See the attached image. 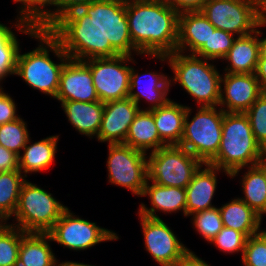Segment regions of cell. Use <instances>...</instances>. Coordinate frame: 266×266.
Here are the masks:
<instances>
[{
	"mask_svg": "<svg viewBox=\"0 0 266 266\" xmlns=\"http://www.w3.org/2000/svg\"><path fill=\"white\" fill-rule=\"evenodd\" d=\"M48 241H53L49 233L22 231L17 266H56Z\"/></svg>",
	"mask_w": 266,
	"mask_h": 266,
	"instance_id": "cell-24",
	"label": "cell"
},
{
	"mask_svg": "<svg viewBox=\"0 0 266 266\" xmlns=\"http://www.w3.org/2000/svg\"><path fill=\"white\" fill-rule=\"evenodd\" d=\"M19 45L11 28L0 23V81L8 75H15Z\"/></svg>",
	"mask_w": 266,
	"mask_h": 266,
	"instance_id": "cell-31",
	"label": "cell"
},
{
	"mask_svg": "<svg viewBox=\"0 0 266 266\" xmlns=\"http://www.w3.org/2000/svg\"><path fill=\"white\" fill-rule=\"evenodd\" d=\"M146 251L161 266H171L189 249L161 219L139 215Z\"/></svg>",
	"mask_w": 266,
	"mask_h": 266,
	"instance_id": "cell-13",
	"label": "cell"
},
{
	"mask_svg": "<svg viewBox=\"0 0 266 266\" xmlns=\"http://www.w3.org/2000/svg\"><path fill=\"white\" fill-rule=\"evenodd\" d=\"M31 37L40 41L41 45L23 54L19 50L15 75L20 76L33 89L55 98L61 71L70 58L47 30L37 29ZM49 51L60 59V63L50 59Z\"/></svg>",
	"mask_w": 266,
	"mask_h": 266,
	"instance_id": "cell-5",
	"label": "cell"
},
{
	"mask_svg": "<svg viewBox=\"0 0 266 266\" xmlns=\"http://www.w3.org/2000/svg\"><path fill=\"white\" fill-rule=\"evenodd\" d=\"M126 15L138 55H167L176 51L179 13L172 6L126 0Z\"/></svg>",
	"mask_w": 266,
	"mask_h": 266,
	"instance_id": "cell-2",
	"label": "cell"
},
{
	"mask_svg": "<svg viewBox=\"0 0 266 266\" xmlns=\"http://www.w3.org/2000/svg\"><path fill=\"white\" fill-rule=\"evenodd\" d=\"M192 216V224L206 241L211 242L222 230L223 223L218 207L197 212Z\"/></svg>",
	"mask_w": 266,
	"mask_h": 266,
	"instance_id": "cell-35",
	"label": "cell"
},
{
	"mask_svg": "<svg viewBox=\"0 0 266 266\" xmlns=\"http://www.w3.org/2000/svg\"><path fill=\"white\" fill-rule=\"evenodd\" d=\"M171 266H211L209 263L202 260L190 249L179 259L176 260Z\"/></svg>",
	"mask_w": 266,
	"mask_h": 266,
	"instance_id": "cell-43",
	"label": "cell"
},
{
	"mask_svg": "<svg viewBox=\"0 0 266 266\" xmlns=\"http://www.w3.org/2000/svg\"><path fill=\"white\" fill-rule=\"evenodd\" d=\"M55 99L60 101H99L90 68L80 60L69 59L60 74Z\"/></svg>",
	"mask_w": 266,
	"mask_h": 266,
	"instance_id": "cell-15",
	"label": "cell"
},
{
	"mask_svg": "<svg viewBox=\"0 0 266 266\" xmlns=\"http://www.w3.org/2000/svg\"><path fill=\"white\" fill-rule=\"evenodd\" d=\"M29 135L27 124L20 117L12 122L0 125V145L18 156L26 146Z\"/></svg>",
	"mask_w": 266,
	"mask_h": 266,
	"instance_id": "cell-32",
	"label": "cell"
},
{
	"mask_svg": "<svg viewBox=\"0 0 266 266\" xmlns=\"http://www.w3.org/2000/svg\"><path fill=\"white\" fill-rule=\"evenodd\" d=\"M95 0H59V5L37 26L38 29L47 30L58 18L74 9H81Z\"/></svg>",
	"mask_w": 266,
	"mask_h": 266,
	"instance_id": "cell-39",
	"label": "cell"
},
{
	"mask_svg": "<svg viewBox=\"0 0 266 266\" xmlns=\"http://www.w3.org/2000/svg\"><path fill=\"white\" fill-rule=\"evenodd\" d=\"M16 111L15 102L0 86V125L12 122L19 118L20 116L16 114Z\"/></svg>",
	"mask_w": 266,
	"mask_h": 266,
	"instance_id": "cell-40",
	"label": "cell"
},
{
	"mask_svg": "<svg viewBox=\"0 0 266 266\" xmlns=\"http://www.w3.org/2000/svg\"><path fill=\"white\" fill-rule=\"evenodd\" d=\"M56 266H95V265H88L84 263H78V262H73V261H66L62 263H56Z\"/></svg>",
	"mask_w": 266,
	"mask_h": 266,
	"instance_id": "cell-46",
	"label": "cell"
},
{
	"mask_svg": "<svg viewBox=\"0 0 266 266\" xmlns=\"http://www.w3.org/2000/svg\"><path fill=\"white\" fill-rule=\"evenodd\" d=\"M47 31L70 59L132 56V51L138 55L129 34L126 0L92 1L64 14Z\"/></svg>",
	"mask_w": 266,
	"mask_h": 266,
	"instance_id": "cell-1",
	"label": "cell"
},
{
	"mask_svg": "<svg viewBox=\"0 0 266 266\" xmlns=\"http://www.w3.org/2000/svg\"><path fill=\"white\" fill-rule=\"evenodd\" d=\"M265 157L266 151L255 140L248 116L224 112L220 147L208 164L234 178L242 168L257 165Z\"/></svg>",
	"mask_w": 266,
	"mask_h": 266,
	"instance_id": "cell-3",
	"label": "cell"
},
{
	"mask_svg": "<svg viewBox=\"0 0 266 266\" xmlns=\"http://www.w3.org/2000/svg\"><path fill=\"white\" fill-rule=\"evenodd\" d=\"M124 144L133 149L147 153L166 146L159 137L154 122L153 113L150 110H140L129 127Z\"/></svg>",
	"mask_w": 266,
	"mask_h": 266,
	"instance_id": "cell-25",
	"label": "cell"
},
{
	"mask_svg": "<svg viewBox=\"0 0 266 266\" xmlns=\"http://www.w3.org/2000/svg\"><path fill=\"white\" fill-rule=\"evenodd\" d=\"M48 233L53 241L76 251L88 249L101 242L119 239L113 231L75 216L68 207Z\"/></svg>",
	"mask_w": 266,
	"mask_h": 266,
	"instance_id": "cell-12",
	"label": "cell"
},
{
	"mask_svg": "<svg viewBox=\"0 0 266 266\" xmlns=\"http://www.w3.org/2000/svg\"><path fill=\"white\" fill-rule=\"evenodd\" d=\"M22 230L10 224L0 229V266H17Z\"/></svg>",
	"mask_w": 266,
	"mask_h": 266,
	"instance_id": "cell-33",
	"label": "cell"
},
{
	"mask_svg": "<svg viewBox=\"0 0 266 266\" xmlns=\"http://www.w3.org/2000/svg\"><path fill=\"white\" fill-rule=\"evenodd\" d=\"M14 2H20L21 8L18 12L20 17L17 16V22L15 24L17 30L21 33L28 34L30 36L38 29V25L50 14L51 9H44L49 6L57 7L59 0H14Z\"/></svg>",
	"mask_w": 266,
	"mask_h": 266,
	"instance_id": "cell-29",
	"label": "cell"
},
{
	"mask_svg": "<svg viewBox=\"0 0 266 266\" xmlns=\"http://www.w3.org/2000/svg\"><path fill=\"white\" fill-rule=\"evenodd\" d=\"M255 75L259 80L262 90L266 92V59H258Z\"/></svg>",
	"mask_w": 266,
	"mask_h": 266,
	"instance_id": "cell-44",
	"label": "cell"
},
{
	"mask_svg": "<svg viewBox=\"0 0 266 266\" xmlns=\"http://www.w3.org/2000/svg\"><path fill=\"white\" fill-rule=\"evenodd\" d=\"M58 138L59 135H53L33 144H29V138L23 154L19 155V171L27 177V173L47 170L54 162Z\"/></svg>",
	"mask_w": 266,
	"mask_h": 266,
	"instance_id": "cell-26",
	"label": "cell"
},
{
	"mask_svg": "<svg viewBox=\"0 0 266 266\" xmlns=\"http://www.w3.org/2000/svg\"><path fill=\"white\" fill-rule=\"evenodd\" d=\"M108 181L109 183L132 191L141 196L148 180L147 154L131 148L124 143H108Z\"/></svg>",
	"mask_w": 266,
	"mask_h": 266,
	"instance_id": "cell-10",
	"label": "cell"
},
{
	"mask_svg": "<svg viewBox=\"0 0 266 266\" xmlns=\"http://www.w3.org/2000/svg\"><path fill=\"white\" fill-rule=\"evenodd\" d=\"M146 77V78H145ZM144 78V79H143ZM144 82V84H143ZM171 80L164 74L158 72H147L139 75L134 67L131 66L130 87L128 97L131 98L138 106L141 98H146L151 105L145 110H152L166 104L170 99L167 98L170 91ZM139 91H135V90Z\"/></svg>",
	"mask_w": 266,
	"mask_h": 266,
	"instance_id": "cell-18",
	"label": "cell"
},
{
	"mask_svg": "<svg viewBox=\"0 0 266 266\" xmlns=\"http://www.w3.org/2000/svg\"><path fill=\"white\" fill-rule=\"evenodd\" d=\"M149 183L147 180L142 196L150 197L151 207L148 208L141 203L138 215L159 219V216L155 214L158 210L164 213H175L182 210L186 217L185 188L161 186L154 182L149 185Z\"/></svg>",
	"mask_w": 266,
	"mask_h": 266,
	"instance_id": "cell-20",
	"label": "cell"
},
{
	"mask_svg": "<svg viewBox=\"0 0 266 266\" xmlns=\"http://www.w3.org/2000/svg\"><path fill=\"white\" fill-rule=\"evenodd\" d=\"M204 163L179 145L164 146L147 156L148 181L186 188Z\"/></svg>",
	"mask_w": 266,
	"mask_h": 266,
	"instance_id": "cell-8",
	"label": "cell"
},
{
	"mask_svg": "<svg viewBox=\"0 0 266 266\" xmlns=\"http://www.w3.org/2000/svg\"><path fill=\"white\" fill-rule=\"evenodd\" d=\"M216 28L201 11L179 13L178 39L176 51L195 54L204 44H208L211 32Z\"/></svg>",
	"mask_w": 266,
	"mask_h": 266,
	"instance_id": "cell-17",
	"label": "cell"
},
{
	"mask_svg": "<svg viewBox=\"0 0 266 266\" xmlns=\"http://www.w3.org/2000/svg\"><path fill=\"white\" fill-rule=\"evenodd\" d=\"M258 35H261V31L256 28L249 35L236 36L233 46L223 58L229 63L225 73H255L259 59Z\"/></svg>",
	"mask_w": 266,
	"mask_h": 266,
	"instance_id": "cell-21",
	"label": "cell"
},
{
	"mask_svg": "<svg viewBox=\"0 0 266 266\" xmlns=\"http://www.w3.org/2000/svg\"><path fill=\"white\" fill-rule=\"evenodd\" d=\"M67 207L51 193L25 180L20 189L12 226L23 232L48 233Z\"/></svg>",
	"mask_w": 266,
	"mask_h": 266,
	"instance_id": "cell-7",
	"label": "cell"
},
{
	"mask_svg": "<svg viewBox=\"0 0 266 266\" xmlns=\"http://www.w3.org/2000/svg\"><path fill=\"white\" fill-rule=\"evenodd\" d=\"M5 224H7V221L4 220V219L0 216V229H1Z\"/></svg>",
	"mask_w": 266,
	"mask_h": 266,
	"instance_id": "cell-50",
	"label": "cell"
},
{
	"mask_svg": "<svg viewBox=\"0 0 266 266\" xmlns=\"http://www.w3.org/2000/svg\"><path fill=\"white\" fill-rule=\"evenodd\" d=\"M242 177V190L245 194L240 197L261 218L266 214V181L264 178V159L257 165L248 166Z\"/></svg>",
	"mask_w": 266,
	"mask_h": 266,
	"instance_id": "cell-28",
	"label": "cell"
},
{
	"mask_svg": "<svg viewBox=\"0 0 266 266\" xmlns=\"http://www.w3.org/2000/svg\"><path fill=\"white\" fill-rule=\"evenodd\" d=\"M140 110L143 109L129 97L105 102L98 141L124 143L129 127Z\"/></svg>",
	"mask_w": 266,
	"mask_h": 266,
	"instance_id": "cell-16",
	"label": "cell"
},
{
	"mask_svg": "<svg viewBox=\"0 0 266 266\" xmlns=\"http://www.w3.org/2000/svg\"><path fill=\"white\" fill-rule=\"evenodd\" d=\"M148 2H153V3H162L166 5H171L173 3V0H144Z\"/></svg>",
	"mask_w": 266,
	"mask_h": 266,
	"instance_id": "cell-47",
	"label": "cell"
},
{
	"mask_svg": "<svg viewBox=\"0 0 266 266\" xmlns=\"http://www.w3.org/2000/svg\"><path fill=\"white\" fill-rule=\"evenodd\" d=\"M223 74L224 76L221 78L219 106L224 112L245 113L264 92L259 80L256 78L255 73ZM222 87L224 88L222 89Z\"/></svg>",
	"mask_w": 266,
	"mask_h": 266,
	"instance_id": "cell-14",
	"label": "cell"
},
{
	"mask_svg": "<svg viewBox=\"0 0 266 266\" xmlns=\"http://www.w3.org/2000/svg\"><path fill=\"white\" fill-rule=\"evenodd\" d=\"M19 171V156L0 145V173Z\"/></svg>",
	"mask_w": 266,
	"mask_h": 266,
	"instance_id": "cell-41",
	"label": "cell"
},
{
	"mask_svg": "<svg viewBox=\"0 0 266 266\" xmlns=\"http://www.w3.org/2000/svg\"><path fill=\"white\" fill-rule=\"evenodd\" d=\"M191 113V107L187 106L179 146L208 164L217 155L220 147L224 111L221 108L217 110V107L200 106L189 121Z\"/></svg>",
	"mask_w": 266,
	"mask_h": 266,
	"instance_id": "cell-6",
	"label": "cell"
},
{
	"mask_svg": "<svg viewBox=\"0 0 266 266\" xmlns=\"http://www.w3.org/2000/svg\"><path fill=\"white\" fill-rule=\"evenodd\" d=\"M160 61H167L174 76L171 80L193 97L200 106L217 107L220 101L221 78L215 65L210 60L194 54L184 55L175 51L167 55H151ZM204 59V61H203Z\"/></svg>",
	"mask_w": 266,
	"mask_h": 266,
	"instance_id": "cell-4",
	"label": "cell"
},
{
	"mask_svg": "<svg viewBox=\"0 0 266 266\" xmlns=\"http://www.w3.org/2000/svg\"><path fill=\"white\" fill-rule=\"evenodd\" d=\"M25 178L20 171L0 173V216L6 221L15 213Z\"/></svg>",
	"mask_w": 266,
	"mask_h": 266,
	"instance_id": "cell-30",
	"label": "cell"
},
{
	"mask_svg": "<svg viewBox=\"0 0 266 266\" xmlns=\"http://www.w3.org/2000/svg\"><path fill=\"white\" fill-rule=\"evenodd\" d=\"M207 0H173L172 6L178 13L200 11Z\"/></svg>",
	"mask_w": 266,
	"mask_h": 266,
	"instance_id": "cell-42",
	"label": "cell"
},
{
	"mask_svg": "<svg viewBox=\"0 0 266 266\" xmlns=\"http://www.w3.org/2000/svg\"><path fill=\"white\" fill-rule=\"evenodd\" d=\"M264 178L266 181V157L264 158Z\"/></svg>",
	"mask_w": 266,
	"mask_h": 266,
	"instance_id": "cell-51",
	"label": "cell"
},
{
	"mask_svg": "<svg viewBox=\"0 0 266 266\" xmlns=\"http://www.w3.org/2000/svg\"><path fill=\"white\" fill-rule=\"evenodd\" d=\"M247 237L237 230L223 226L222 230L210 242L222 252L235 253L242 252L245 248Z\"/></svg>",
	"mask_w": 266,
	"mask_h": 266,
	"instance_id": "cell-37",
	"label": "cell"
},
{
	"mask_svg": "<svg viewBox=\"0 0 266 266\" xmlns=\"http://www.w3.org/2000/svg\"><path fill=\"white\" fill-rule=\"evenodd\" d=\"M61 107L68 121L81 135L89 138L98 136L104 112L103 102L63 101Z\"/></svg>",
	"mask_w": 266,
	"mask_h": 266,
	"instance_id": "cell-22",
	"label": "cell"
},
{
	"mask_svg": "<svg viewBox=\"0 0 266 266\" xmlns=\"http://www.w3.org/2000/svg\"><path fill=\"white\" fill-rule=\"evenodd\" d=\"M241 257L243 266H266V242L258 234L248 237Z\"/></svg>",
	"mask_w": 266,
	"mask_h": 266,
	"instance_id": "cell-38",
	"label": "cell"
},
{
	"mask_svg": "<svg viewBox=\"0 0 266 266\" xmlns=\"http://www.w3.org/2000/svg\"><path fill=\"white\" fill-rule=\"evenodd\" d=\"M259 38L258 36L259 59H266V38Z\"/></svg>",
	"mask_w": 266,
	"mask_h": 266,
	"instance_id": "cell-45",
	"label": "cell"
},
{
	"mask_svg": "<svg viewBox=\"0 0 266 266\" xmlns=\"http://www.w3.org/2000/svg\"><path fill=\"white\" fill-rule=\"evenodd\" d=\"M219 210L223 226L242 232L247 238L259 233L262 218L242 199H232Z\"/></svg>",
	"mask_w": 266,
	"mask_h": 266,
	"instance_id": "cell-27",
	"label": "cell"
},
{
	"mask_svg": "<svg viewBox=\"0 0 266 266\" xmlns=\"http://www.w3.org/2000/svg\"><path fill=\"white\" fill-rule=\"evenodd\" d=\"M258 235L266 242V230L263 229V230H259V233Z\"/></svg>",
	"mask_w": 266,
	"mask_h": 266,
	"instance_id": "cell-49",
	"label": "cell"
},
{
	"mask_svg": "<svg viewBox=\"0 0 266 266\" xmlns=\"http://www.w3.org/2000/svg\"><path fill=\"white\" fill-rule=\"evenodd\" d=\"M261 13L263 17V22L266 24V4H261Z\"/></svg>",
	"mask_w": 266,
	"mask_h": 266,
	"instance_id": "cell-48",
	"label": "cell"
},
{
	"mask_svg": "<svg viewBox=\"0 0 266 266\" xmlns=\"http://www.w3.org/2000/svg\"><path fill=\"white\" fill-rule=\"evenodd\" d=\"M203 166L205 167L203 169ZM202 168V169H201ZM221 169L204 164L194 174L186 191V217L197 212L215 208L212 199L217 187V173Z\"/></svg>",
	"mask_w": 266,
	"mask_h": 266,
	"instance_id": "cell-19",
	"label": "cell"
},
{
	"mask_svg": "<svg viewBox=\"0 0 266 266\" xmlns=\"http://www.w3.org/2000/svg\"><path fill=\"white\" fill-rule=\"evenodd\" d=\"M248 116L255 140L266 151V92L245 112Z\"/></svg>",
	"mask_w": 266,
	"mask_h": 266,
	"instance_id": "cell-36",
	"label": "cell"
},
{
	"mask_svg": "<svg viewBox=\"0 0 266 266\" xmlns=\"http://www.w3.org/2000/svg\"><path fill=\"white\" fill-rule=\"evenodd\" d=\"M133 56L119 55L112 58H92L83 62L90 68L99 101L105 103L128 98Z\"/></svg>",
	"mask_w": 266,
	"mask_h": 266,
	"instance_id": "cell-11",
	"label": "cell"
},
{
	"mask_svg": "<svg viewBox=\"0 0 266 266\" xmlns=\"http://www.w3.org/2000/svg\"><path fill=\"white\" fill-rule=\"evenodd\" d=\"M261 4H266V0H261Z\"/></svg>",
	"mask_w": 266,
	"mask_h": 266,
	"instance_id": "cell-52",
	"label": "cell"
},
{
	"mask_svg": "<svg viewBox=\"0 0 266 266\" xmlns=\"http://www.w3.org/2000/svg\"><path fill=\"white\" fill-rule=\"evenodd\" d=\"M200 11L216 29L237 34V37L266 26L261 0H207Z\"/></svg>",
	"mask_w": 266,
	"mask_h": 266,
	"instance_id": "cell-9",
	"label": "cell"
},
{
	"mask_svg": "<svg viewBox=\"0 0 266 266\" xmlns=\"http://www.w3.org/2000/svg\"><path fill=\"white\" fill-rule=\"evenodd\" d=\"M161 141L166 145H179L184 128L187 106L169 100L161 107L150 110Z\"/></svg>",
	"mask_w": 266,
	"mask_h": 266,
	"instance_id": "cell-23",
	"label": "cell"
},
{
	"mask_svg": "<svg viewBox=\"0 0 266 266\" xmlns=\"http://www.w3.org/2000/svg\"><path fill=\"white\" fill-rule=\"evenodd\" d=\"M235 35L221 29L211 32L208 44H204L194 55L207 60L223 59L233 46Z\"/></svg>",
	"mask_w": 266,
	"mask_h": 266,
	"instance_id": "cell-34",
	"label": "cell"
}]
</instances>
